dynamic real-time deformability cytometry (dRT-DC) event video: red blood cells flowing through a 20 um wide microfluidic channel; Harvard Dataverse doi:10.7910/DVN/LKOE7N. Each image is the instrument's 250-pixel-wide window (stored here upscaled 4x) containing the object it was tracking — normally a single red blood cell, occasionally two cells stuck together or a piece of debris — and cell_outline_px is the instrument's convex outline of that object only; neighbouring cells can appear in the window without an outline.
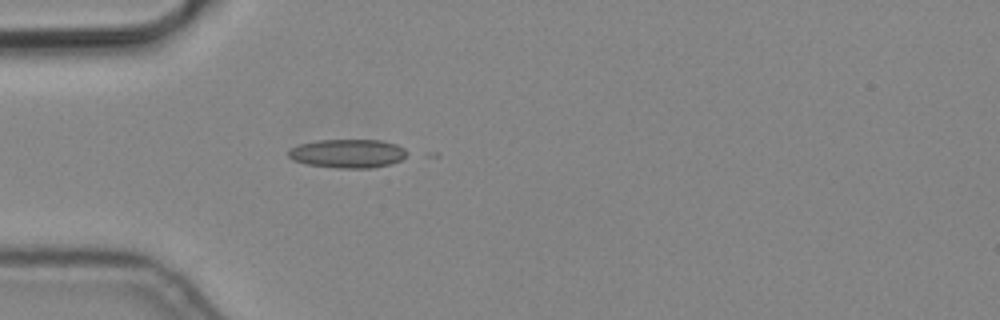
{"species": "common noctule bat (a hibernating species)", "species_latin": "Nyctalus noctula", "temperature_condition": "cold", "stored_images_in_passage": 1, "camera_frame_rate_fps": 3000, "um_per_image_px": 0.085, "animal": {"sex": "male", "body_mass_g": 19.2, "forearm_length_mm": 51.8}, "frame": {"image": 1, "passage_image": 1, "time_ms": 0.0, "image_size_px": [1000, 320], "cell_outline_px": [[412, 152], [400, 160], [392, 164], [372, 168], [336, 168], [308, 164], [292, 160], [288, 156], [288, 152], [292, 148], [300, 144], [316, 140], [380, 140], [396, 144]], "centroid_in_image_um": [29.61, 13.05], "position_along_channel_um": 55.4, "area_um2": 20.0}}